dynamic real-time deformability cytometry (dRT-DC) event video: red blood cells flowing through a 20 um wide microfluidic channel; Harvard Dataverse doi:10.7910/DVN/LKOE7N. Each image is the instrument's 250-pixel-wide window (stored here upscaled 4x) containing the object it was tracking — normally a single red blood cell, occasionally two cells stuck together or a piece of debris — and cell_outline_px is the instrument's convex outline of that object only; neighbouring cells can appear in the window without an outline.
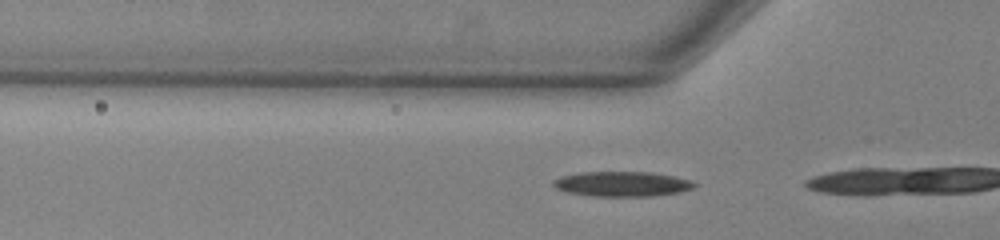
{"species": "common noctule bat (a hibernating species)", "species_latin": "Nyctalus noctula", "temperature_condition": "warm", "stored_images_in_passage": 15, "camera_frame_rate_fps": 3000, "um_per_image_px": 0.085, "animal": {"sex": "male", "body_mass_g": 13.0, "forearm_length_mm": 53.1}, "frame": {"image": 1, "passage_image": 14, "time_ms": 4.333, "image_size_px": [1000, 240], "cell_outline_px": [[696, 184], [692, 188], [680, 192], [652, 196], [592, 196], [568, 192], [556, 188], [552, 184], [552, 180], [560, 176], [580, 172], [652, 172], [692, 180]], "centroid_in_image_um": [52.85, 15.63], "position_along_channel_um": 72.9, "area_um2": 20.52}}